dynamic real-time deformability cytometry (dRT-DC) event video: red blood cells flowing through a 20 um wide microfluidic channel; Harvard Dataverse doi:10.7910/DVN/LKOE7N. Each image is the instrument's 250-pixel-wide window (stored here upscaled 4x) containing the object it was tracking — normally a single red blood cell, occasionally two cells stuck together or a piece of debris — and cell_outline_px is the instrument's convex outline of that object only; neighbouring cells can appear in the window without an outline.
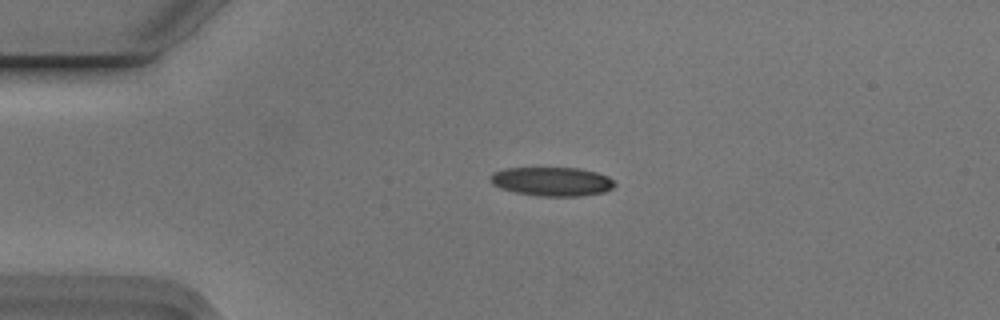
{"species": "Egyptian fruit bat (a non-hibernating species)", "species_latin": "Rousettus aegyptiacus", "temperature_condition": "cold", "stored_images_in_passage": 4, "camera_frame_rate_fps": 3000, "um_per_image_px": 0.085, "animal": {"sex": "male"}, "frame": {"image": 1, "passage_image": 3, "time_ms": 0.667, "image_size_px": [1000, 320], "cell_outline_px": [[616, 184], [612, 188], [604, 192], [580, 196], [540, 196], [516, 192], [500, 188], [492, 184], [488, 180], [488, 176], [492, 172], [504, 168], [580, 168], [596, 172], [608, 176]], "centroid_in_image_um": [46.88, 15.42], "position_along_channel_um": 38.1, "area_um2": 21.1}}